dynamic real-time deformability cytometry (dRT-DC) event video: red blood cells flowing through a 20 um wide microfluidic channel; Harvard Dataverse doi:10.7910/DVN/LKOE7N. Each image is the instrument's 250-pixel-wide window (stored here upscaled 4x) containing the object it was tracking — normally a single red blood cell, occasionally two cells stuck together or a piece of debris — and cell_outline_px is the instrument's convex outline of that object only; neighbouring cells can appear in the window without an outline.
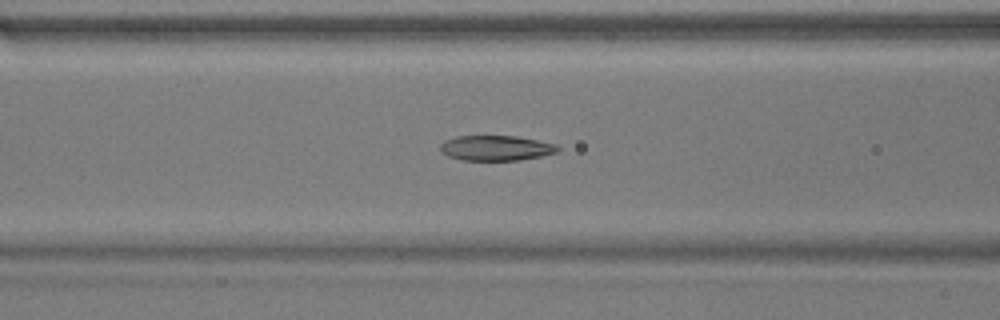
{"species": "common noctule bat (a hibernating species)", "species_latin": "Nyctalus noctula", "temperature_condition": "warm", "stored_images_in_passage": 41, "camera_frame_rate_fps": 3000, "um_per_image_px": 0.085, "animal": {"sex": "male", "body_mass_g": 17.9}, "frame": {"image": 1, "passage_image": 9, "time_ms": 2.667, "image_size_px": [1000, 320], "cell_outline_px": [[560, 148], [556, 152], [540, 156], [520, 160], [464, 160], [448, 156], [440, 148], [440, 144], [444, 140], [456, 136], [516, 136], [556, 144]], "centroid_in_image_um": [42.15, 12.57], "position_along_channel_um": 124.5, "area_um2": 17.05}}
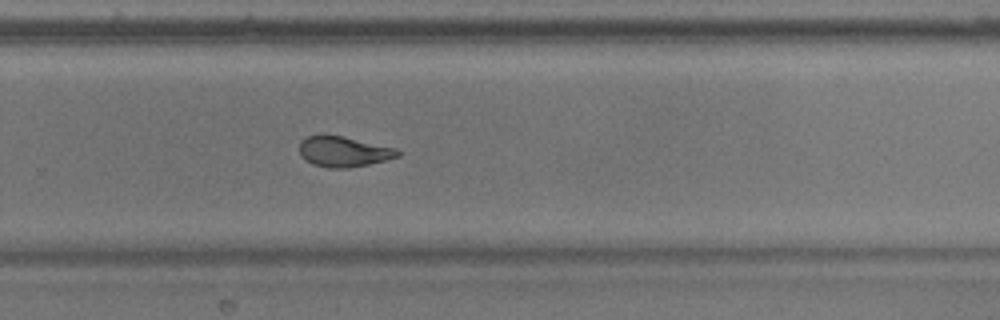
{"frame": {"image": 2, "passage_image": 23, "time_ms": 7.333, "image_size_px": [1000, 320], "cell_outline_px": [[400, 156], [368, 164], [348, 168], [328, 168], [312, 164], [304, 160], [300, 156], [300, 140], [308, 136], [340, 136], [396, 148], [400, 152]], "centroid_in_image_um": [29.18, 12.91], "position_along_channel_um": 300.6, "area_um2": 17.17}}
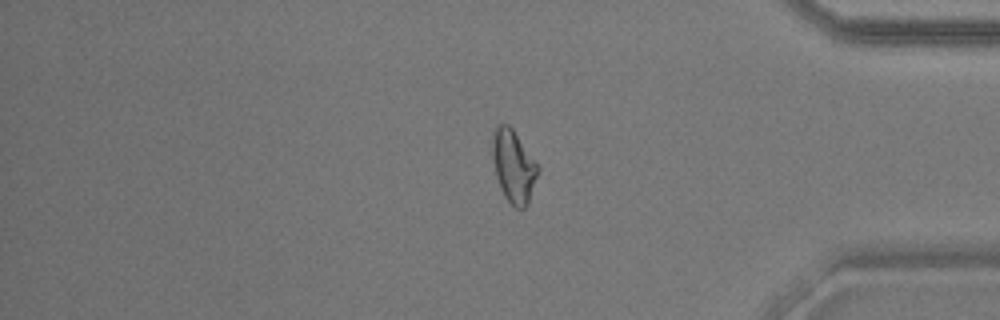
{"frame": {"image": 3, "passage_image": 32, "time_ms": 10.333, "image_size_px": [1000, 320], "cell_outline_px": [[540, 168], [528, 204], [524, 208], [516, 208], [504, 196], [500, 188], [496, 176], [492, 156], [492, 136], [496, 124], [508, 124], [512, 128]], "centroid_in_image_um": [43.64, 14.12], "position_along_channel_um": 391.6, "area_um2": 19.13}, "authors_computed_cell_mechanics": {"area_um2": 17.8602, "velocity_mm_per_s": 3.7803, "shape_relaxation_time_tau1_ms": 8.0683, "shape_relaxation_time_tau2_ms": 2.5687, "deformation_change_tau1": 0.2258, "deformation_change_tau2": 0.1008}}